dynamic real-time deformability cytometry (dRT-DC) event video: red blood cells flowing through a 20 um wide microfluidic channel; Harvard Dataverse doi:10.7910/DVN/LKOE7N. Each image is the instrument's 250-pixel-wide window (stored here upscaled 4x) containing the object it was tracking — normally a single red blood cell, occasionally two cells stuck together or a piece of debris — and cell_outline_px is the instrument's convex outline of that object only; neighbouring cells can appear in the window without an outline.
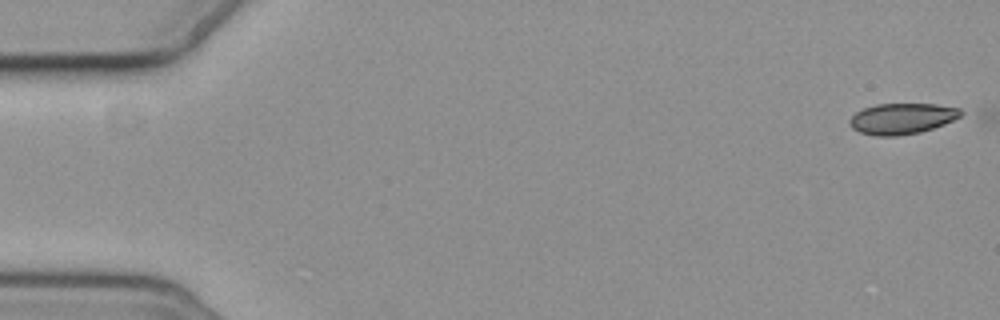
{"species": "common noctule bat (a hibernating species)", "species_latin": "Nyctalus noctula", "temperature_condition": "cold", "stored_images_in_passage": 2, "camera_frame_rate_fps": 3000, "um_per_image_px": 0.085, "animal": {"sex": "female", "body_mass_g": 19.3, "forearm_length_mm": 54.1}, "frame": {"image": 1, "passage_image": 1, "time_ms": 0.0, "image_size_px": [1000, 320], "cell_outline_px": [[964, 112], [960, 116], [944, 124], [920, 132], [896, 136], [876, 136], [860, 132], [852, 128], [848, 120], [856, 112], [864, 108], [876, 104], [936, 104], [960, 108]], "centroid_in_image_um": [76.66, 10.08], "position_along_channel_um": 8.3, "area_um2": 19.94}}